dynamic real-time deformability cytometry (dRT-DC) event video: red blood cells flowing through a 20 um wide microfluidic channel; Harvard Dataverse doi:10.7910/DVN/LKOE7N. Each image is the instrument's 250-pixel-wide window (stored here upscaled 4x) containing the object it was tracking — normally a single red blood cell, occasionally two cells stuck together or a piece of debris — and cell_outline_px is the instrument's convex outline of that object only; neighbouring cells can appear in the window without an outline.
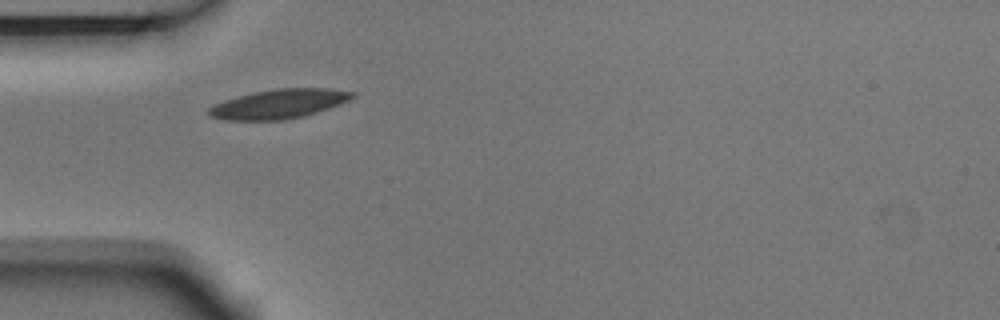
{"species": "Egyptian fruit bat (a non-hibernating species)", "species_latin": "Rousettus aegyptiacus", "temperature_condition": "room temperature", "stored_images_in_passage": 2, "camera_frame_rate_fps": 3000, "um_per_image_px": 0.085, "animal": {"sex": "male"}, "frame": {"image": 1, "passage_image": 1, "time_ms": 0.0, "image_size_px": [1000, 320], "cell_outline_px": [[356, 96], [340, 104], [304, 116], [284, 120], [228, 120], [208, 116], [208, 108], [224, 100], [256, 92], [276, 88], [332, 88], [356, 92]], "centroid_in_image_um": [23.75, 8.83], "position_along_channel_um": 61.3, "area_um2": 24.39}}
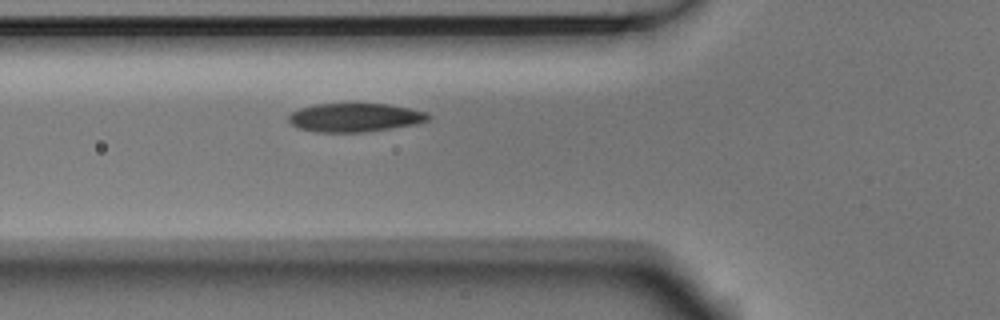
{"frame": {"image": 2, "passage_image": 2, "time_ms": 0.333, "image_size_px": [1000, 320], "cell_outline_px": [[432, 116], [428, 120], [416, 124], [364, 132], [316, 132], [296, 128], [288, 120], [288, 116], [292, 112], [300, 108], [316, 104], [388, 104], [428, 112]], "centroid_in_image_um": [30.16, 9.99], "position_along_channel_um": 95.6, "area_um2": 23.29}}